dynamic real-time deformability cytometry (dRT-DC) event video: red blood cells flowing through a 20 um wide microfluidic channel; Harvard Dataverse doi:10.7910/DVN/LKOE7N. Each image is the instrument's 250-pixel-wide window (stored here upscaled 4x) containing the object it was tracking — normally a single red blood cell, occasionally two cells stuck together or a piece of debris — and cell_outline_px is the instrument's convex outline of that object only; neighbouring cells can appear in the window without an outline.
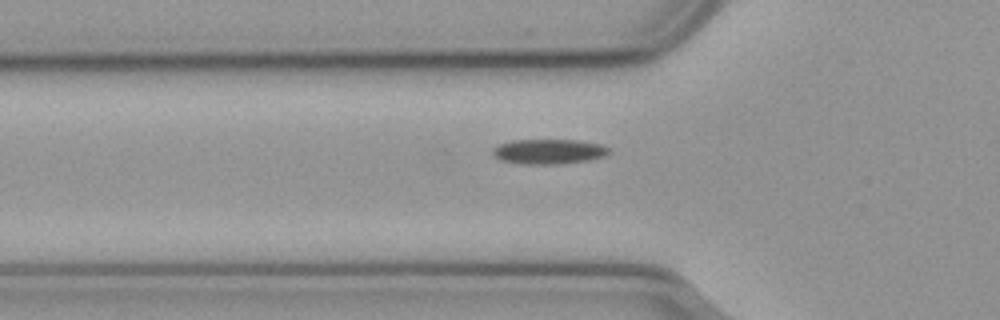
{"species": "common noctule bat (a hibernating species)", "species_latin": "Nyctalus noctula", "temperature_condition": "cold", "stored_images_in_passage": 41, "camera_frame_rate_fps": 3000, "um_per_image_px": 0.085, "animal": {"sex": "male", "body_mass_g": 23.1, "forearm_length_mm": 52.7}, "frame": {"image": 1, "passage_image": 6, "time_ms": 1.667, "image_size_px": [1000, 320], "cell_outline_px": [[612, 152], [604, 156], [588, 160], [560, 164], [520, 164], [500, 160], [492, 156], [492, 148], [500, 144], [512, 140], [580, 140], [600, 144], [608, 148]], "centroid_in_image_um": [46.62, 12.88], "position_along_channel_um": 79.2, "area_um2": 17.05}}
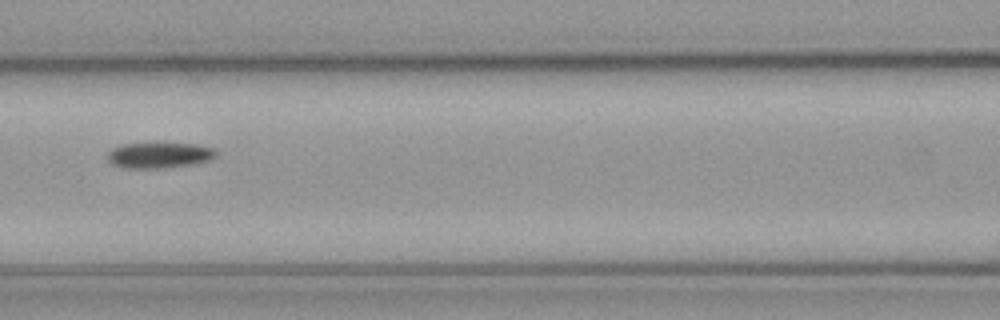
{"frame": {"image": 2, "passage_image": 12, "time_ms": 3.667, "image_size_px": [1000, 320], "cell_outline_px": [[220, 152], [212, 160], [196, 164], [164, 168], [120, 168], [112, 164], [108, 160], [108, 152], [112, 148], [124, 144], [196, 144], [216, 148]], "centroid_in_image_um": [13.61, 13.21], "position_along_channel_um": 153.0, "area_um2": 16.47}}
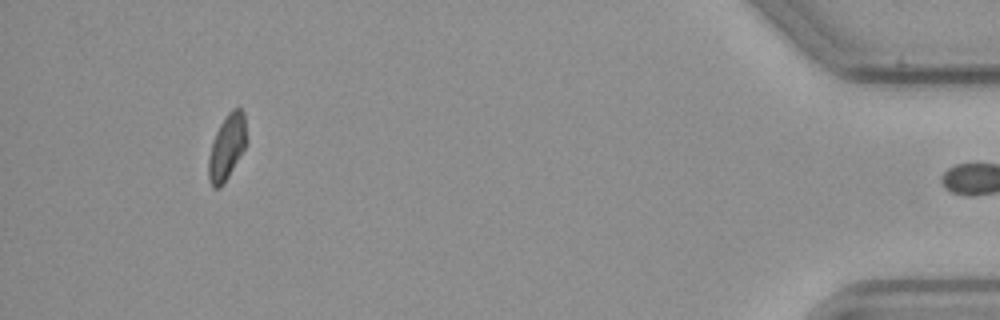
{"frame": {"image": 3, "passage_image": 40, "time_ms": 13.0, "image_size_px": [1000, 320], "cell_outline_px": [[248, 140], [244, 148], [228, 176], [220, 188], [212, 188], [208, 180], [208, 156], [212, 140], [220, 124], [228, 112], [232, 108], [240, 108], [244, 112]], "centroid_in_image_um": [19.28, 12.48], "position_along_channel_um": 415.9, "area_um2": 14.62}}